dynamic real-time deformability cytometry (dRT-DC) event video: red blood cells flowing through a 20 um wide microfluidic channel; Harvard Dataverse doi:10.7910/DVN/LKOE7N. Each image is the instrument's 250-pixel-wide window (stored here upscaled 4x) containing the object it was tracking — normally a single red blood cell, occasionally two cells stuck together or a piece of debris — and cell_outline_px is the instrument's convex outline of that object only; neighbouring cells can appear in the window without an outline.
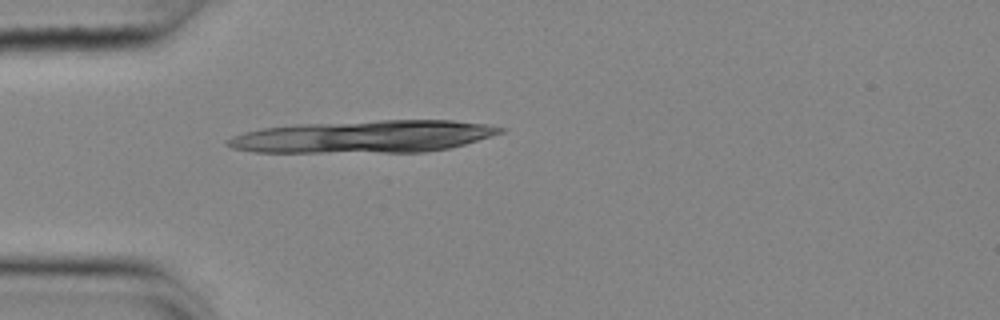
{"species": "common noctule bat (a hibernating species)", "species_latin": "Nyctalus noctula", "temperature_condition": "cold", "stored_images_in_passage": 2, "camera_frame_rate_fps": 3000, "um_per_image_px": 0.085, "animal": {"sex": "female", "body_mass_g": 25.1}, "frame": {"image": 1, "passage_image": 1, "time_ms": 0.0, "image_size_px": [1000, 320], "cell_outline_px": [[508, 128], [504, 132], [464, 144], [448, 148], [424, 152], [256, 152], [232, 148], [224, 144], [224, 140], [232, 136], [244, 132], [264, 128], [296, 124], [380, 120], [452, 120], [484, 124]], "centroid_in_image_um": [30.9, 11.61], "position_along_channel_um": 54.1, "area_um2": 51.44}}